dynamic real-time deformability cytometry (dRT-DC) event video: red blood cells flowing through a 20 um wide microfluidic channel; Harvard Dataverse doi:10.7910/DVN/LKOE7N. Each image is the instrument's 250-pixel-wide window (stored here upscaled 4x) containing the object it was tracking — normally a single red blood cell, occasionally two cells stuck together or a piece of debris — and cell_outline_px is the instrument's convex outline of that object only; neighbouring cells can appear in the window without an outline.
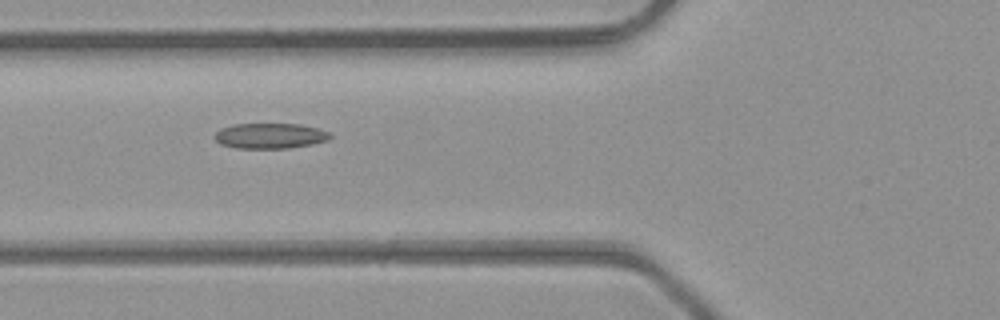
{"species": "common noctule bat (a hibernating species)", "species_latin": "Nyctalus noctula", "temperature_condition": "room temperature", "stored_images_in_passage": 2, "camera_frame_rate_fps": 3000, "um_per_image_px": 0.085, "animal": {"sex": "male", "body_mass_g": 23.1, "forearm_length_mm": 52.7}, "frame": {"image": 1, "passage_image": 2, "time_ms": 0.333, "image_size_px": [1000, 320], "cell_outline_px": [[332, 136], [328, 140], [312, 144], [288, 148], [236, 148], [220, 144], [212, 136], [220, 128], [232, 124], [300, 124], [316, 128], [328, 132]], "centroid_in_image_um": [22.91, 11.54], "position_along_channel_um": 102.9, "area_um2": 17.11}}